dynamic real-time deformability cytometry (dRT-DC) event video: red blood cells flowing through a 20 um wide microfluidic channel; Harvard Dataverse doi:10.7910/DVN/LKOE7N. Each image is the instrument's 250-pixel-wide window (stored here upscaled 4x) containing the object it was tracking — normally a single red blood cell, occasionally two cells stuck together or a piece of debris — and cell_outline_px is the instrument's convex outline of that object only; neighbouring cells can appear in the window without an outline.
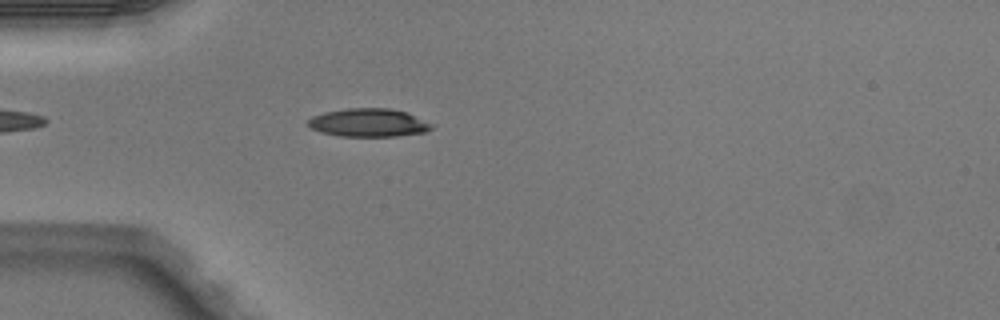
{"species": "Egyptian fruit bat (a non-hibernating species)", "species_latin": "Rousettus aegyptiacus", "temperature_condition": "warm", "stored_images_in_passage": 41, "camera_frame_rate_fps": 3000, "um_per_image_px": 0.085, "animal": {"sex": "male"}, "frame": {"image": 1, "passage_image": 6, "time_ms": 1.667, "image_size_px": [1000, 320], "cell_outline_px": [[436, 124], [432, 128], [424, 132], [396, 136], [340, 136], [320, 132], [308, 128], [308, 120], [312, 116], [324, 112], [348, 108], [388, 108], [408, 112]], "centroid_in_image_um": [31.35, 10.42], "position_along_channel_um": 53.7, "area_um2": 20.58}}
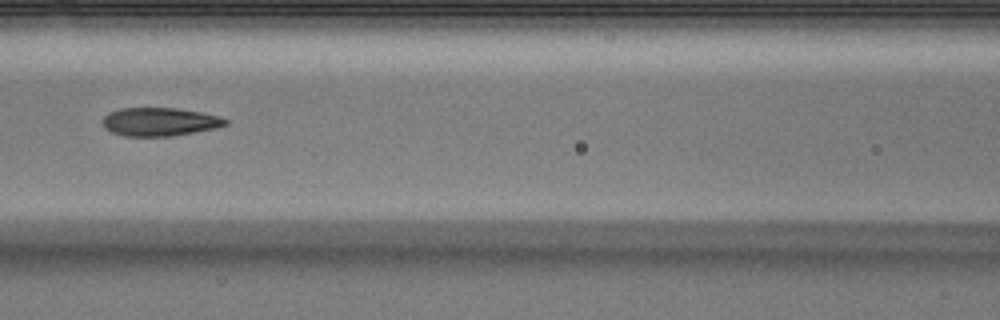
{"frame": {"image": 2, "passage_image": 14, "time_ms": 4.333, "image_size_px": [1000, 320], "cell_outline_px": [[228, 124], [216, 128], [172, 136], [124, 136], [112, 132], [104, 128], [104, 116], [120, 108], [176, 108], [200, 112], [220, 116], [228, 120]], "centroid_in_image_um": [13.6, 10.35], "position_along_channel_um": 153.0, "area_um2": 20.17}}
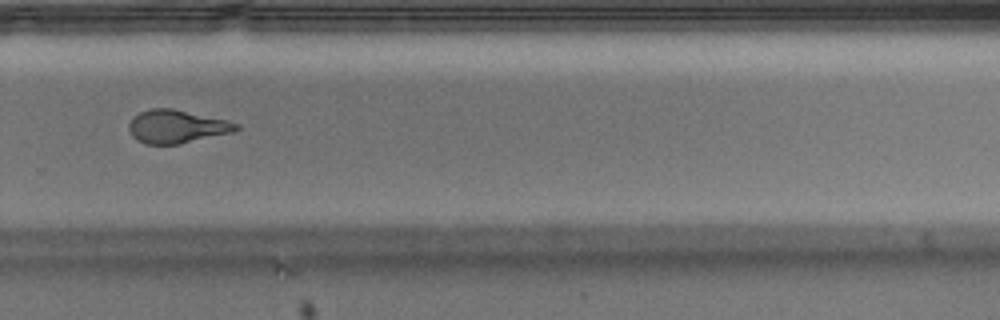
{"frame": {"image": 3, "passage_image": 26, "time_ms": 8.333, "image_size_px": [1000, 320], "cell_outline_px": [[240, 128], [232, 132], [180, 144], [144, 144], [136, 140], [132, 136], [128, 128], [128, 124], [140, 112], [152, 108], [172, 108], [228, 120], [240, 124]], "centroid_in_image_um": [15.03, 10.76], "position_along_channel_um": 314.8, "area_um2": 20.75}, "authors_computed_cell_mechanics": {"area_um2": 20.7502, "velocity_mm_per_s": 4.0605, "shape_relaxation_time_tau1_ms": null, "shape_relaxation_time_tau2_ms": 1.3765, "deformation_change_tau1": null, "deformation_change_tau2": 0.0807}}